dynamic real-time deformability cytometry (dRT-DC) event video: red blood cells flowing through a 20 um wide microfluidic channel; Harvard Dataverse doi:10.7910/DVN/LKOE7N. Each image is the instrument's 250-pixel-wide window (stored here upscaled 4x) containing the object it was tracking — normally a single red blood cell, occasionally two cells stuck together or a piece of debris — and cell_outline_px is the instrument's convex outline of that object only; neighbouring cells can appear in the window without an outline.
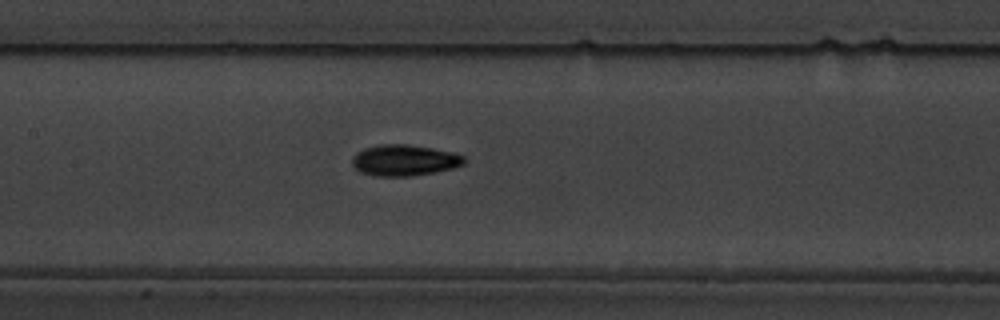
{"species": "common noctule bat (a hibernating species)", "species_latin": "Nyctalus noctula", "temperature_condition": "warm", "stored_images_in_passage": 40, "camera_frame_rate_fps": 3000, "um_per_image_px": 0.085, "animal": {"sex": "male", "body_mass_g": 19.5, "forearm_length_mm": 54.6}, "frame": {"image": 1, "passage_image": 10, "time_ms": 3.0, "image_size_px": [1000, 320], "cell_outline_px": [[464, 164], [452, 168], [436, 172], [412, 176], [376, 176], [360, 172], [352, 164], [352, 156], [356, 152], [364, 148], [380, 144], [408, 144], [432, 148], [452, 152], [464, 156]], "centroid_in_image_um": [34.34, 13.62], "position_along_channel_um": 173.1, "area_um2": 20.35}}
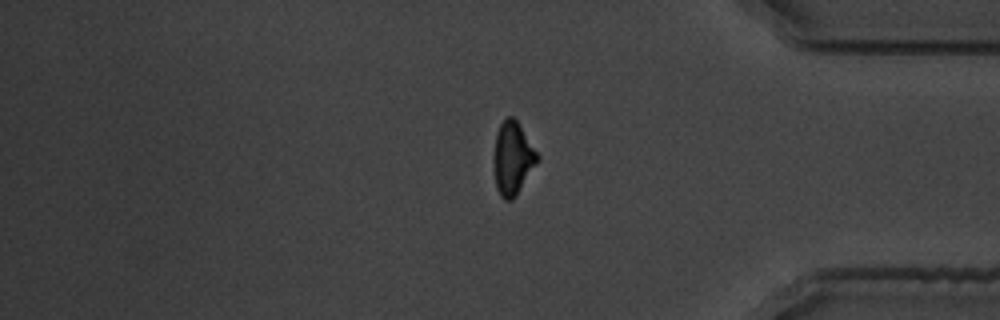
{"frame": {"image": 2, "passage_image": 30, "time_ms": 9.667, "image_size_px": [1000, 320], "cell_outline_px": [[540, 160], [516, 196], [512, 200], [504, 200], [500, 196], [496, 188], [492, 160], [496, 132], [500, 124], [508, 116], [512, 116], [516, 120], [540, 156]], "centroid_in_image_um": [43.56, 13.48], "position_along_channel_um": 391.6, "area_um2": 18.9}}
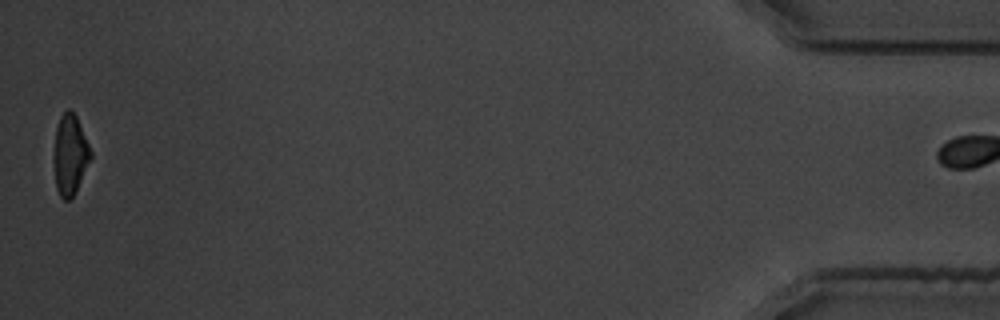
{"frame": {"image": 3, "passage_image": 39, "time_ms": 12.667, "image_size_px": [1000, 320], "cell_outline_px": [[92, 156], [72, 196], [68, 200], [64, 200], [60, 196], [56, 188], [52, 156], [56, 128], [60, 116], [68, 108], [76, 116], [92, 152]], "centroid_in_image_um": [5.91, 13.13], "position_along_channel_um": 429.3, "area_um2": 17.11}}